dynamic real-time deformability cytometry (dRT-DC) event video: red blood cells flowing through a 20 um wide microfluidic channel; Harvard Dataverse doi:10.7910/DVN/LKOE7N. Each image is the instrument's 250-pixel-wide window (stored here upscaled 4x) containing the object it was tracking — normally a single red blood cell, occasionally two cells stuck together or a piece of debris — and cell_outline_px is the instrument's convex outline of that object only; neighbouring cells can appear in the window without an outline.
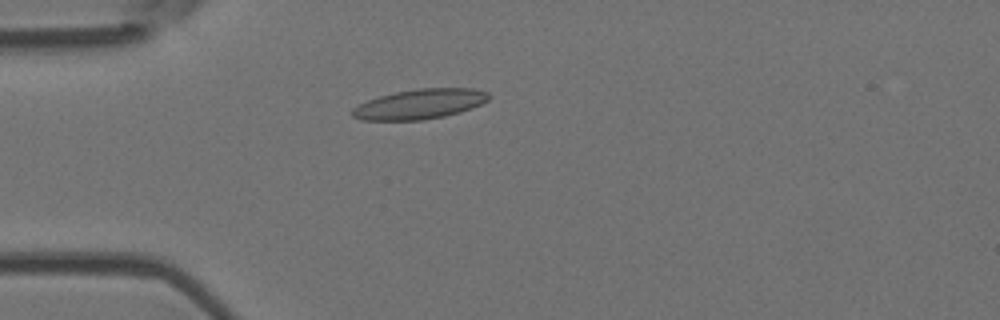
{"species": "Egyptian fruit bat (a non-hibernating species)", "species_latin": "Rousettus aegyptiacus", "temperature_condition": "room temperature", "stored_images_in_passage": 54, "camera_frame_rate_fps": 3000, "um_per_image_px": 0.085, "animal": {"sex": "female"}, "frame": {"image": 1, "passage_image": 15, "time_ms": 4.667, "image_size_px": [1000, 320], "cell_outline_px": [[488, 100], [472, 108], [460, 112], [444, 116], [420, 120], [360, 120], [352, 116], [352, 108], [368, 100], [380, 96], [396, 92], [420, 88], [472, 88], [488, 92]], "centroid_in_image_um": [35.67, 8.85], "position_along_channel_um": 49.3, "area_um2": 23.58}}
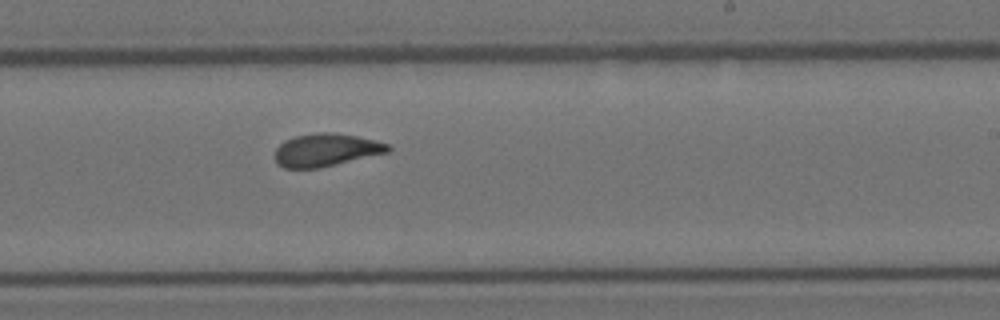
{"frame": {"image": 2, "passage_image": 33, "time_ms": 10.667, "image_size_px": [1000, 320], "cell_outline_px": [[392, 148], [388, 152], [320, 168], [284, 168], [276, 164], [276, 148], [284, 140], [296, 136], [316, 132], [332, 132], [356, 136], [376, 140], [388, 144]], "centroid_in_image_um": [27.71, 12.74], "position_along_channel_um": 261.3, "area_um2": 21.62}}
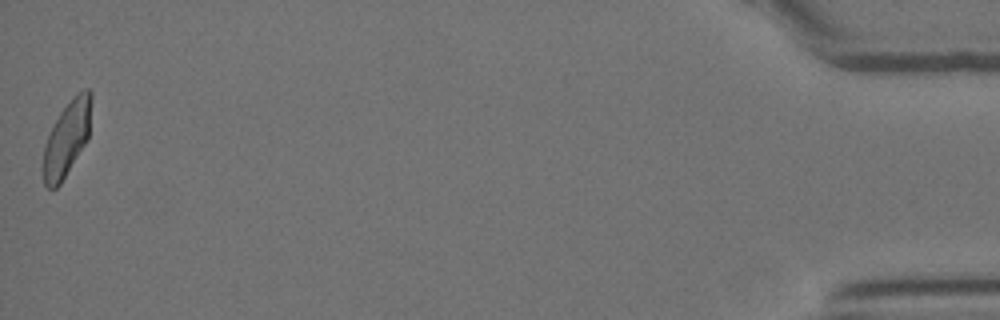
{"frame": {"image": 3, "passage_image": 54, "time_ms": 17.667, "image_size_px": [1000, 320], "cell_outline_px": [[92, 100], [88, 140], [60, 184], [56, 188], [48, 188], [44, 184], [44, 144], [60, 112], [72, 96], [76, 92], [84, 88], [88, 88], [92, 92]], "centroid_in_image_um": [5.72, 11.71], "position_along_channel_um": 429.5, "area_um2": 20.98}, "authors_computed_cell_mechanics": {"area_um2": 21.675, "velocity_mm_per_s": 3.758, "shape_relaxation_time_tau1_ms": 9.4775, "shape_relaxation_time_tau2_ms": 1.5043, "deformation_change_tau1": 0.2212, "deformation_change_tau2": 0.088}}